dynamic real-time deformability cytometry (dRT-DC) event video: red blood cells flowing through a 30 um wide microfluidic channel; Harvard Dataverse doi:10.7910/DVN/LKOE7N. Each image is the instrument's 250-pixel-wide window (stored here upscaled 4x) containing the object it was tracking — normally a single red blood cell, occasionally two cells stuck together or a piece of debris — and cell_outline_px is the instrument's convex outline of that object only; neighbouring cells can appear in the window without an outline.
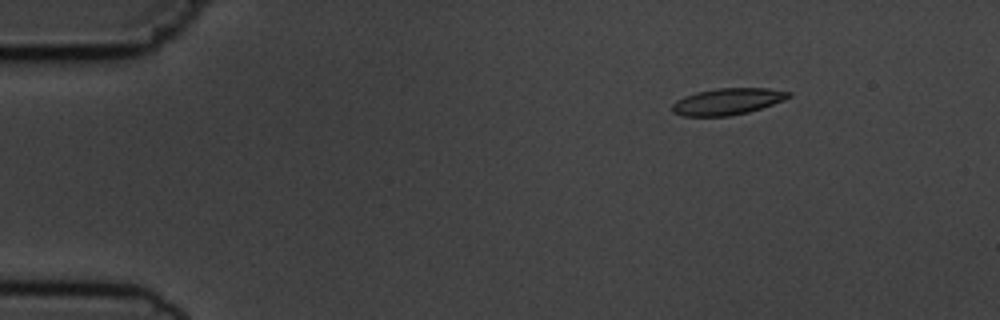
{"species": "common noctule bat (a hibernating species)", "species_latin": "Nyctalus noctula", "temperature_condition": "cold", "stored_images_in_passage": 8, "camera_frame_rate_fps": 3000, "um_per_image_px": 0.085, "animal": {"sex": "male", "body_mass_g": 19.5, "forearm_length_mm": 54.6}, "frame": {"image": 1, "passage_image": 3, "time_ms": 2.333, "image_size_px": [1000, 320], "cell_outline_px": [[792, 96], [784, 100], [748, 112], [728, 116], [684, 116], [672, 112], [672, 104], [676, 100], [684, 96], [696, 92], [716, 88], [768, 88], [792, 92]], "centroid_in_image_um": [61.83, 8.62], "position_along_channel_um": 23.2, "area_um2": 18.03}}
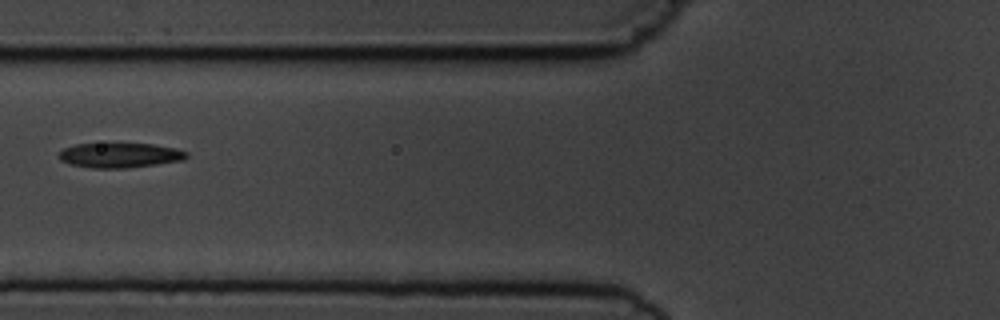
{"frame": {"image": 2, "passage_image": 7, "time_ms": 7.0, "image_size_px": [1000, 320], "cell_outline_px": [[188, 156], [184, 160], [156, 164], [124, 168], [92, 168], [68, 164], [60, 160], [60, 152], [64, 148], [76, 144], [152, 144], [176, 148], [188, 152]], "centroid_in_image_um": [10.2, 13.2], "position_along_channel_um": 115.6, "area_um2": 18.32}}
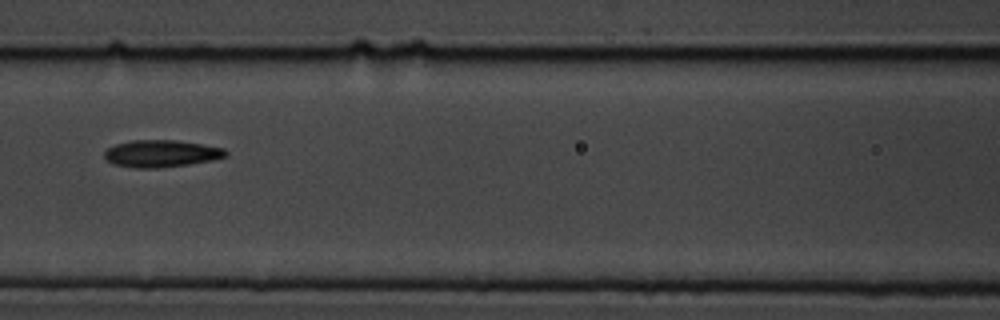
{"frame": {"image": 3, "passage_image": 8, "time_ms": 8.0, "image_size_px": [1000, 320], "cell_outline_px": [[228, 156], [212, 160], [188, 164], [156, 168], [136, 168], [112, 164], [104, 156], [104, 152], [108, 148], [116, 144], [132, 140], [176, 140], [224, 148], [228, 152]], "centroid_in_image_um": [13.7, 13.05], "position_along_channel_um": 152.9, "area_um2": 19.07}}